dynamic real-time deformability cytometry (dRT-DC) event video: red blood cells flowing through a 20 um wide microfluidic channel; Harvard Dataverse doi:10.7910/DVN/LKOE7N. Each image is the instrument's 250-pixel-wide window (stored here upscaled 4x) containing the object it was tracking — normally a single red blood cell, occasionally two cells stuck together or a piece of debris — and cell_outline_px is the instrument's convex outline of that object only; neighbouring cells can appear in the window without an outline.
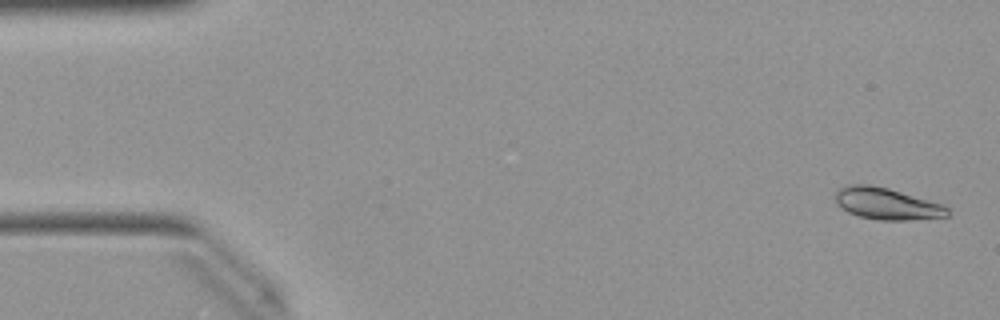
{"species": "Egyptian fruit bat (a non-hibernating species)", "species_latin": "Rousettus aegyptiacus", "temperature_condition": "warm", "stored_images_in_passage": 50, "camera_frame_rate_fps": 3000, "um_per_image_px": 0.085, "animal": {"sex": "female"}, "frame": {"image": 1, "passage_image": 2, "time_ms": 0.333, "image_size_px": [1000, 320], "cell_outline_px": [[948, 216], [908, 220], [880, 220], [860, 216], [848, 212], [836, 200], [836, 192], [840, 188], [852, 184], [868, 184], [888, 188], [944, 204], [948, 208]], "centroid_in_image_um": [75.42, 17.31], "position_along_channel_um": 9.6, "area_um2": 20.4}}
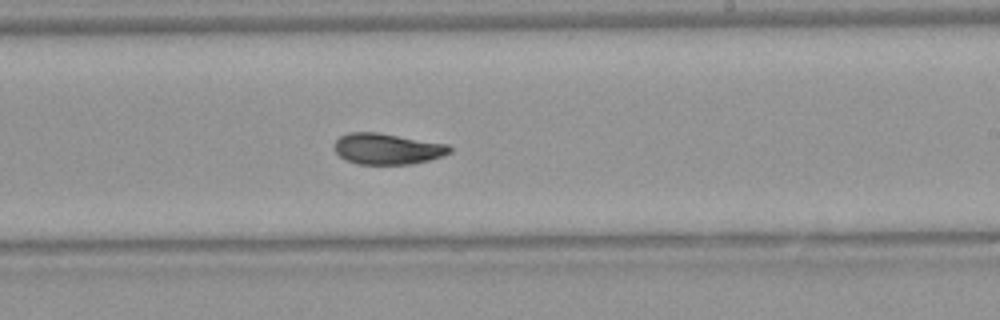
{"frame": {"image": 2, "passage_image": 30, "time_ms": 9.667, "image_size_px": [1000, 320], "cell_outline_px": [[452, 152], [444, 156], [412, 164], [356, 164], [344, 160], [336, 152], [332, 144], [340, 136], [348, 132], [376, 132], [448, 144], [452, 148]], "centroid_in_image_um": [32.9, 12.65], "position_along_channel_um": 256.1, "area_um2": 21.04}}
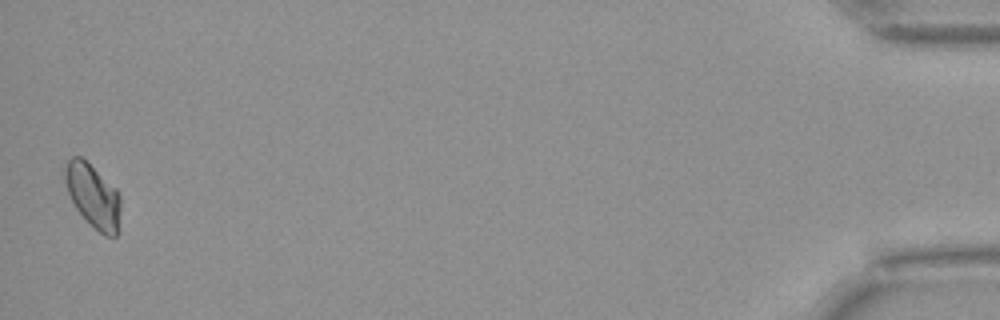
{"frame": {"image": 3, "passage_image": 50, "time_ms": 16.333, "image_size_px": [1000, 320], "cell_outline_px": [[120, 208], [116, 236], [104, 236], [76, 208], [68, 192], [64, 180], [64, 164], [72, 156], [80, 156], [116, 188], [120, 192]], "centroid_in_image_um": [7.9, 16.61], "position_along_channel_um": 427.3, "area_um2": 20.23}, "authors_computed_cell_mechanics": {"area_um2": 20.8658, "velocity_mm_per_s": 4.0138, "shape_relaxation_time_tau1_ms": 5.0662, "shape_relaxation_time_tau2_ms": 2.4007, "deformation_change_tau1": 0.1344, "deformation_change_tau2": 0.0477}}